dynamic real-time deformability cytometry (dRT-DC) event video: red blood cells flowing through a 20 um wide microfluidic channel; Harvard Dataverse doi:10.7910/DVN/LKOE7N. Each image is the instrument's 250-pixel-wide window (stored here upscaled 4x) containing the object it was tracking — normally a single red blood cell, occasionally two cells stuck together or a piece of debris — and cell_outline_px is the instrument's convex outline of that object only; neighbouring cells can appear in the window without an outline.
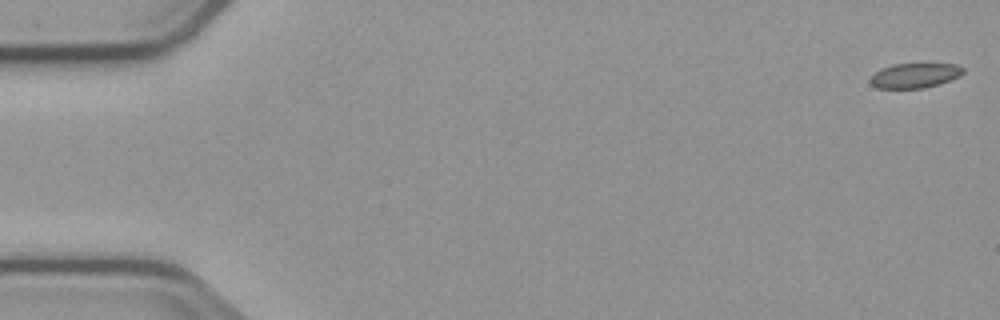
{"species": "common noctule bat (a hibernating species)", "species_latin": "Nyctalus noctula", "temperature_condition": "cold", "stored_images_in_passage": 5, "camera_frame_rate_fps": 3000, "um_per_image_px": 0.085, "animal": {"sex": "male", "body_mass_g": 23.1, "forearm_length_mm": 52.7}, "frame": {"image": 1, "passage_image": 1, "time_ms": 0.0, "image_size_px": [1000, 320], "cell_outline_px": [[964, 72], [960, 76], [940, 84], [924, 88], [876, 88], [868, 80], [880, 68], [892, 64], [956, 64], [964, 68]], "centroid_in_image_um": [77.76, 6.42], "position_along_channel_um": 7.2, "area_um2": 13.47}}
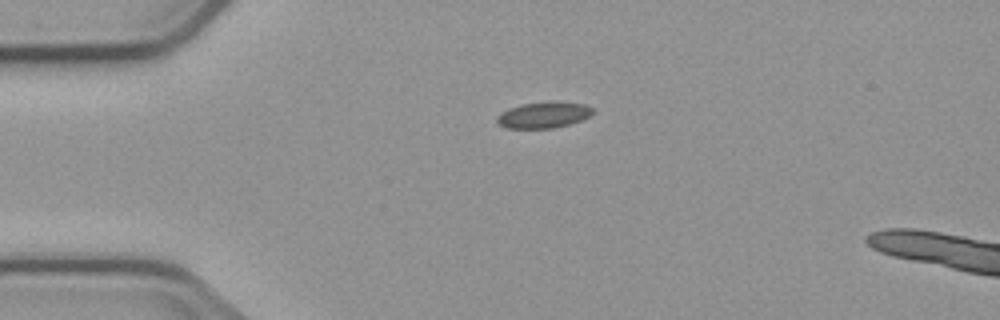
{"frame": {"image": 2, "passage_image": 4, "time_ms": 4.0, "image_size_px": [1000, 320], "cell_outline_px": [[592, 112], [588, 116], [580, 120], [568, 124], [552, 128], [504, 128], [496, 124], [496, 116], [508, 108], [520, 104], [552, 100], [556, 100], [584, 104], [592, 108]], "centroid_in_image_um": [46.14, 9.75], "position_along_channel_um": 38.9, "area_um2": 14.8}}